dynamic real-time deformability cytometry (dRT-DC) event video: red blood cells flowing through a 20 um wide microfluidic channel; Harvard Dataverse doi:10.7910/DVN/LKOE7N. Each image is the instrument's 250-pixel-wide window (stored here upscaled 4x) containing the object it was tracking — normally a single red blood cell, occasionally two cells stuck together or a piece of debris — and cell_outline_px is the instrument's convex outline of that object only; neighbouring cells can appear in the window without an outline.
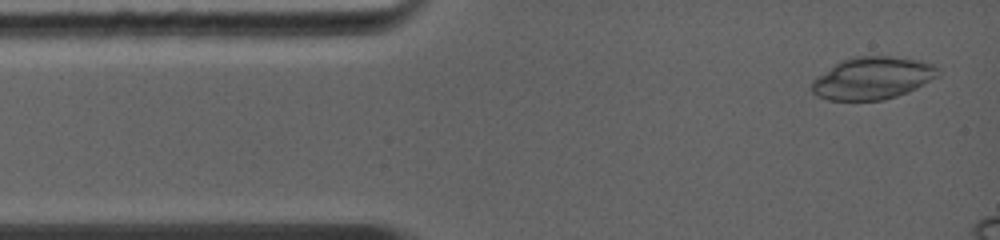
{"species": "common noctule bat (a hibernating species)", "species_latin": "Nyctalus noctula", "temperature_condition": "warm", "stored_images_in_passage": 4, "camera_frame_rate_fps": 5000, "um_per_image_px": 0.085, "animal": {"sex": "female", "body_mass_g": 19.0, "forearm_length_mm": 56.7}, "frame": {"image": 1, "passage_image": 1, "time_ms": 0.0, "image_size_px": [1000, 240], "cell_outline_px": [[940, 76], [908, 92], [896, 96], [880, 100], [828, 100], [816, 96], [812, 92], [812, 80], [840, 60], [852, 56], [892, 56], [920, 60], [936, 64], [940, 72]], "centroid_in_image_um": [74.19, 6.63], "position_along_channel_um": 10.8, "area_um2": 31.44}}